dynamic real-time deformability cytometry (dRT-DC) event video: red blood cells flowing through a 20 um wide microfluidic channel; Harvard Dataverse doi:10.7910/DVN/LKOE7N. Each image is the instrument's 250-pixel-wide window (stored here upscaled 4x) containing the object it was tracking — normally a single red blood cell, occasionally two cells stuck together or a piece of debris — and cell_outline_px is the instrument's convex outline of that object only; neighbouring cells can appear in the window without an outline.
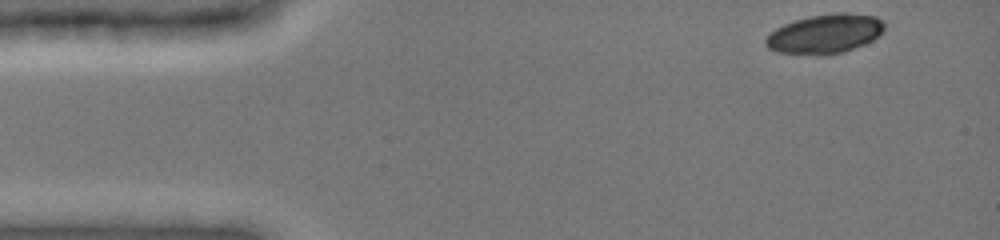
{"species": "common noctule bat (a hibernating species)", "species_latin": "Nyctalus noctula", "temperature_condition": "cold", "stored_images_in_passage": 5, "camera_frame_rate_fps": 3000, "um_per_image_px": 0.085, "animal": {"sex": "female", "body_mass_g": 19.0, "forearm_length_mm": 51.5}, "frame": {"image": 1, "passage_image": 1, "time_ms": 0.0, "image_size_px": [1000, 240], "cell_outline_px": [[884, 32], [872, 40], [864, 44], [844, 52], [824, 56], [776, 52], [768, 48], [764, 44], [764, 40], [776, 28], [784, 24], [796, 20], [812, 16], [836, 12], [844, 12], [876, 16], [884, 24]], "centroid_in_image_um": [70.12, 2.89], "position_along_channel_um": 14.9, "area_um2": 27.28}}